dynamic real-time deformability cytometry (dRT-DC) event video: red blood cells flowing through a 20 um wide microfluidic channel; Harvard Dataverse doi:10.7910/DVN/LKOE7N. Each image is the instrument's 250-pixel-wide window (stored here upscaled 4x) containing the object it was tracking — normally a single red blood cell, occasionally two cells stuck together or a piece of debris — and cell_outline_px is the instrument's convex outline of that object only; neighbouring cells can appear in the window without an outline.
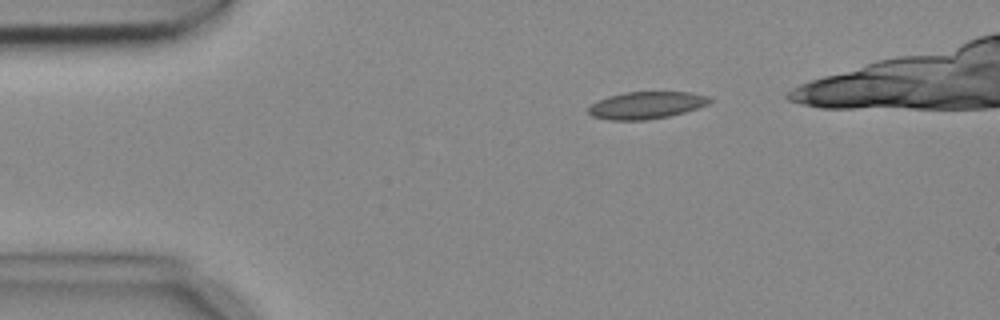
{"species": "common noctule bat (a hibernating species)", "species_latin": "Nyctalus noctula", "temperature_condition": "cold", "stored_images_in_passage": 2, "camera_frame_rate_fps": 3000, "um_per_image_px": 0.085, "animal": {"sex": "female", "body_mass_g": 18.4}, "frame": {"image": 1, "passage_image": 1, "time_ms": 0.0, "image_size_px": [1000, 320], "cell_outline_px": [[712, 100], [708, 104], [684, 112], [668, 116], [644, 120], [608, 120], [592, 116], [588, 112], [588, 108], [592, 104], [608, 96], [624, 92], [692, 92], [708, 96]], "centroid_in_image_um": [54.93, 8.94], "position_along_channel_um": 30.1, "area_um2": 19.07}}